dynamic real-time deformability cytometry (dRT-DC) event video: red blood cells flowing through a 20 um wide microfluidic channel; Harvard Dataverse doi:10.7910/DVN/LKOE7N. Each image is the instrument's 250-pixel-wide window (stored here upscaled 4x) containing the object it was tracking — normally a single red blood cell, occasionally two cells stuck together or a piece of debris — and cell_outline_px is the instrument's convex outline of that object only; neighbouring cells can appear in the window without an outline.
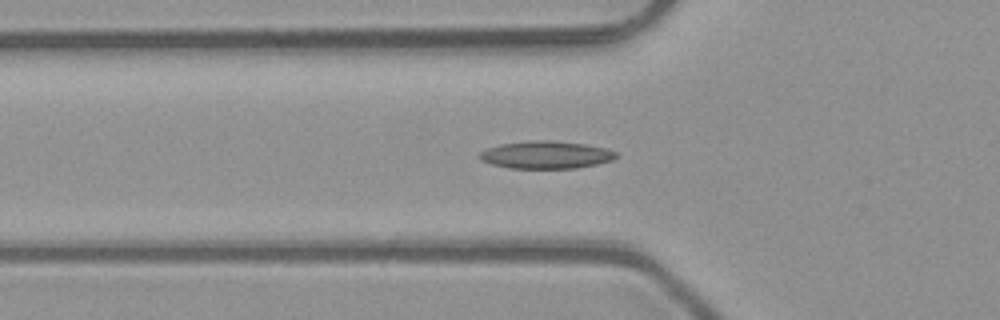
{"species": "common noctule bat (a hibernating species)", "species_latin": "Nyctalus noctula", "temperature_condition": "room temperature", "stored_images_in_passage": 51, "camera_frame_rate_fps": 3000, "um_per_image_px": 0.085, "animal": {"sex": "male", "body_mass_g": 23.1, "forearm_length_mm": 52.7}, "frame": {"image": 1, "passage_image": 17, "time_ms": 5.333, "image_size_px": [1000, 320], "cell_outline_px": [[616, 156], [612, 160], [596, 164], [576, 168], [508, 168], [492, 164], [480, 160], [480, 152], [488, 148], [500, 144], [532, 140], [548, 140], [584, 144], [604, 148], [616, 152]], "centroid_in_image_um": [46.38, 13.16], "position_along_channel_um": 79.4, "area_um2": 21.68}}
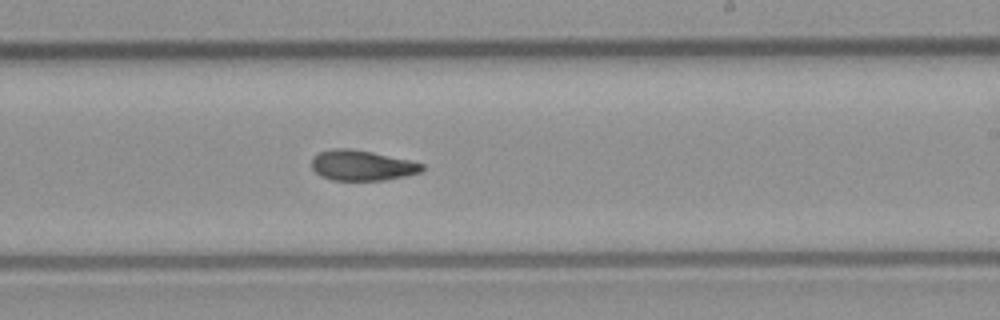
{"frame": {"image": 2, "passage_image": 30, "time_ms": 9.667, "image_size_px": [1000, 320], "cell_outline_px": [[424, 168], [420, 172], [404, 176], [384, 180], [332, 180], [320, 176], [312, 168], [312, 156], [320, 152], [332, 148], [348, 148], [372, 152], [408, 160], [424, 164]], "centroid_in_image_um": [30.73, 14.06], "position_along_channel_um": 258.3, "area_um2": 19.42}}
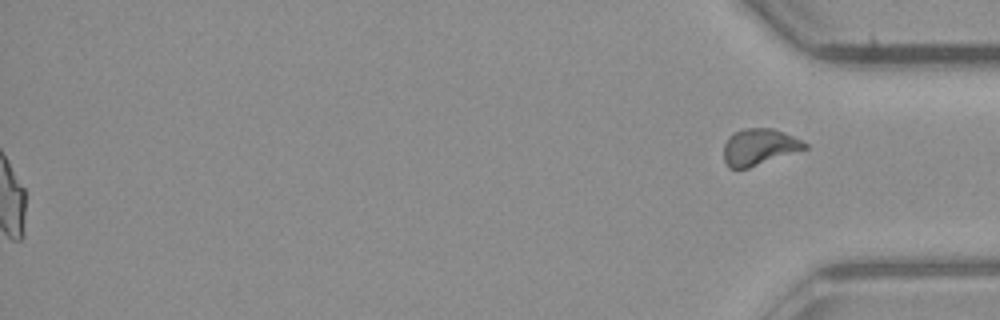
{"frame": {"image": 3, "passage_image": 51, "time_ms": 16.667, "image_size_px": [1000, 320], "cell_outline_px": [[808, 148], [748, 168], [728, 168], [724, 160], [724, 144], [728, 136], [744, 128], [772, 128], [784, 132], [808, 144]], "centroid_in_image_um": [64.51, 12.49], "position_along_channel_um": 370.7, "area_um2": 17.11}, "authors_computed_cell_mechanics": {"area_um2": 19.7676, "velocity_mm_per_s": 4.0996, "shape_relaxation_time_tau1_ms": 9.1987, "shape_relaxation_time_tau2_ms": 2.328, "deformation_change_tau1": 0.2408, "deformation_change_tau2": 0.0841}}